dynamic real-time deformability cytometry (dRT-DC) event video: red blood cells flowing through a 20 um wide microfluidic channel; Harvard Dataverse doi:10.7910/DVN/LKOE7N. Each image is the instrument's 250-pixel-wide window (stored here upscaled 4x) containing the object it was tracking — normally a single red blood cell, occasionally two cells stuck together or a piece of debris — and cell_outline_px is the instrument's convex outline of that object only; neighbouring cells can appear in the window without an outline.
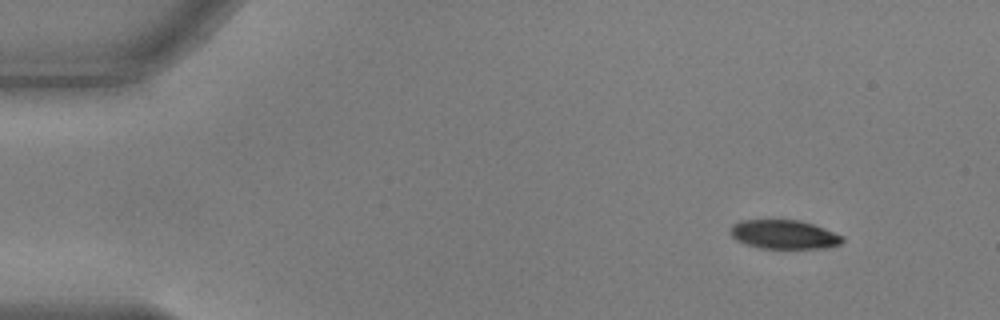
{"species": "common noctule bat (a hibernating species)", "species_latin": "Nyctalus noctula", "temperature_condition": "warm", "stored_images_in_passage": 50, "camera_frame_rate_fps": 3000, "um_per_image_px": 0.085, "animal": {"sex": "male", "body_mass_g": 17.9, "forearm_length_mm": 54.2}, "frame": {"image": 1, "passage_image": 1, "time_ms": 0.0, "image_size_px": [1000, 320], "cell_outline_px": [[844, 240], [840, 244], [824, 248], [760, 248], [736, 240], [728, 232], [732, 224], [740, 220], [800, 220], [824, 228], [844, 236]], "centroid_in_image_um": [66.63, 19.92], "position_along_channel_um": 18.4, "area_um2": 18.9}}
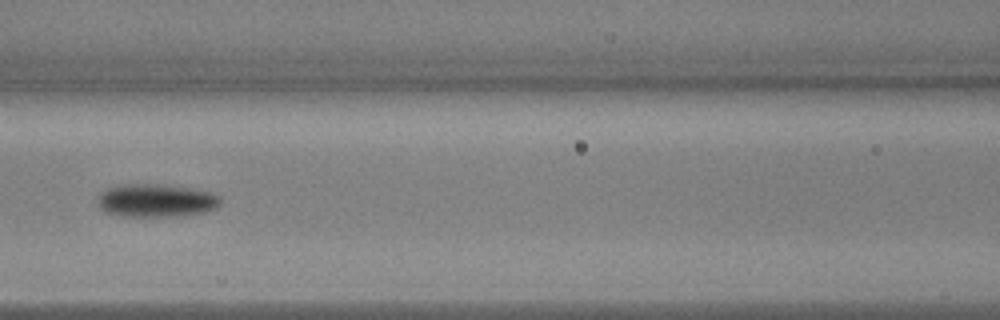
{"frame": {"image": 2, "passage_image": 20, "time_ms": 6.333, "image_size_px": [1000, 320], "cell_outline_px": [[220, 204], [216, 208], [204, 212], [172, 216], [120, 216], [108, 212], [100, 208], [100, 192], [108, 188], [124, 184], [164, 184], [188, 188], [208, 192], [220, 196]], "centroid_in_image_um": [13.28, 17.04], "position_along_channel_um": 153.3, "area_um2": 23.29}}
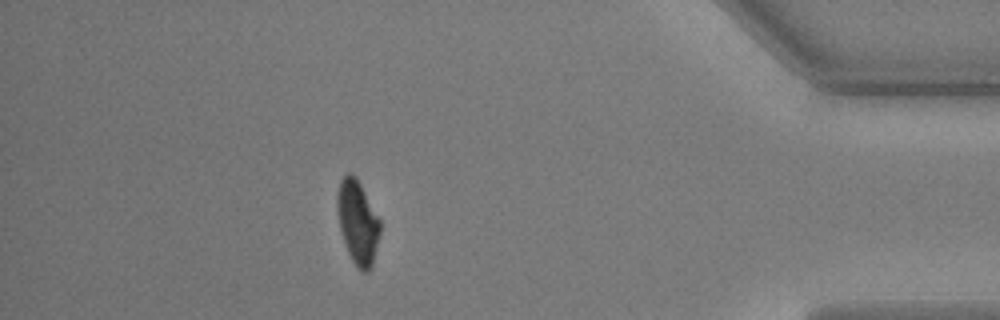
{"frame": {"image": 3, "passage_image": 44, "time_ms": 14.333, "image_size_px": [1000, 320], "cell_outline_px": [[380, 232], [372, 264], [368, 272], [360, 272], [352, 260], [348, 252], [340, 228], [336, 212], [336, 192], [340, 180], [348, 172], [352, 172], [356, 176], [380, 220]], "centroid_in_image_um": [30.37, 18.85], "position_along_channel_um": 404.8, "area_um2": 20.92}, "authors_computed_cell_mechanics": {"area_um2": 21.964, "velocity_mm_per_s": 3.6861, "shape_relaxation_time_tau1_ms": 2.8699, "shape_relaxation_time_tau2_ms": 5.8598, "deformation_change_tau1": 0.1423, "deformation_change_tau2": 0.0847}}